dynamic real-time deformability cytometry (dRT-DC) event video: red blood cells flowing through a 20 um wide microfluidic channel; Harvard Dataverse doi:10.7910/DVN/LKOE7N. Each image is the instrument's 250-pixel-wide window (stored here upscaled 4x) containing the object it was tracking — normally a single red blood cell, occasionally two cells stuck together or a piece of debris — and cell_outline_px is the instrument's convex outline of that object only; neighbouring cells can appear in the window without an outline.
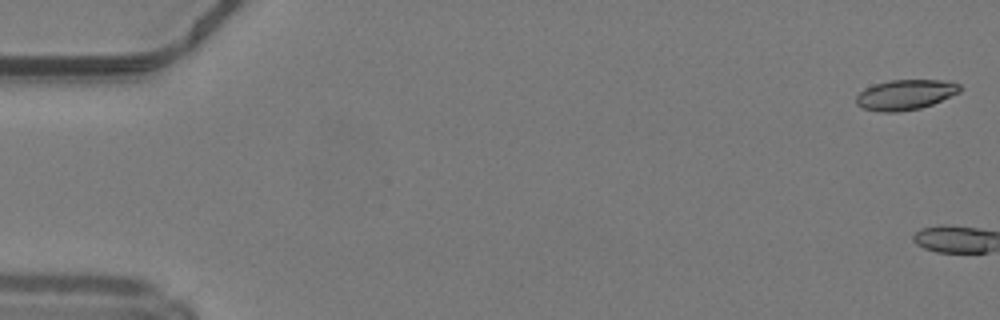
{"species": "common noctule bat (a hibernating species)", "species_latin": "Nyctalus noctula", "temperature_condition": "warm", "stored_images_in_passage": 2, "camera_frame_rate_fps": 3000, "um_per_image_px": 0.085, "animal": {"sex": "male", "body_mass_g": 19.2, "forearm_length_mm": 51.8}, "frame": {"image": 1, "passage_image": 1, "time_ms": 0.0, "image_size_px": [1000, 320], "cell_outline_px": [[960, 92], [932, 104], [920, 108], [896, 112], [880, 112], [860, 108], [856, 104], [856, 96], [864, 88], [872, 84], [892, 80], [944, 80], [960, 84]], "centroid_in_image_um": [76.91, 8.05], "position_along_channel_um": 8.1, "area_um2": 18.32}}